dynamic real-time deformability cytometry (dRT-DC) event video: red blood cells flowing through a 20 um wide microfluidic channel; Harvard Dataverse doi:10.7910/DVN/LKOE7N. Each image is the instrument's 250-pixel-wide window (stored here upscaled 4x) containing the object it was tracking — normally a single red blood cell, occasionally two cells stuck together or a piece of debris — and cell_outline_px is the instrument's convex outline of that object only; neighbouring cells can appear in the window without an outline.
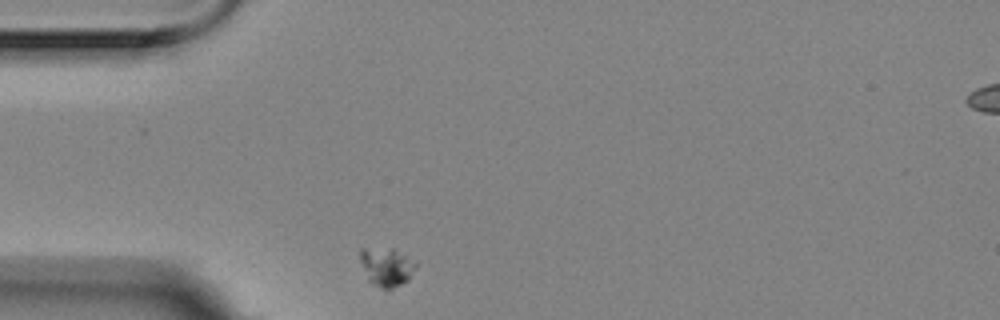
{"species": "Egyptian fruit bat (a non-hibernating species)", "species_latin": "Rousettus aegyptiacus", "temperature_condition": "room temperature", "stored_images_in_passage": 6, "camera_frame_rate_fps": 3000, "um_per_image_px": 0.085, "animal": {"sex": "female"}, "frame": {"image": 1, "passage_image": 1, "time_ms": 0.0, "image_size_px": [1000, 320], "cell_outline_px": [[416, 268], [408, 280], [392, 288], [380, 288], [372, 284], [368, 280], [360, 260], [360, 248], [392, 248], [416, 260]], "centroid_in_image_um": [32.86, 22.66], "position_along_channel_um": 52.1, "area_um2": 12.54}}
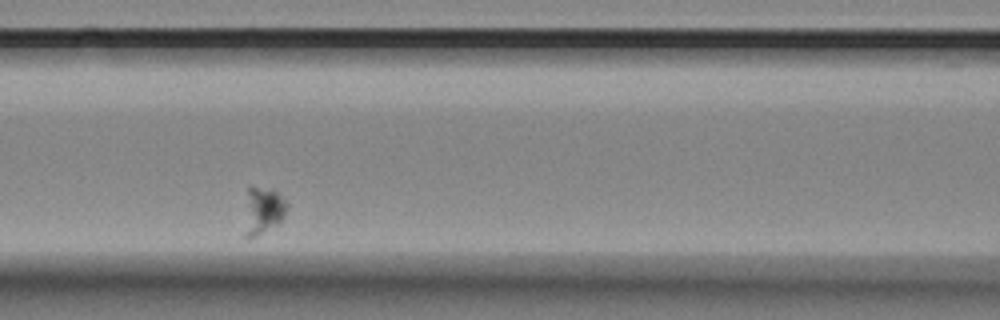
{"frame": {"image": 2, "passage_image": 4, "time_ms": 1.0, "image_size_px": [1000, 320], "cell_outline_px": [[288, 208], [280, 224], [256, 236], [244, 236], [244, 232], [248, 184], [252, 184], [272, 188], [288, 204]], "centroid_in_image_um": [22.36, 17.85], "position_along_channel_um": 144.2, "area_um2": 11.96}}
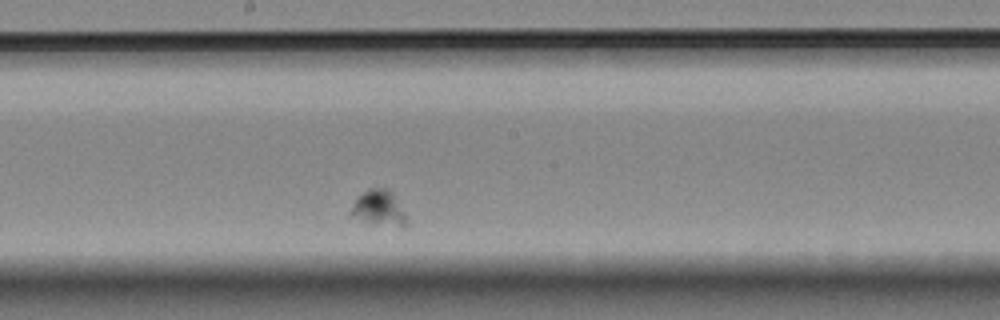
{"frame": {"image": 3, "passage_image": 6, "time_ms": 1.667, "image_size_px": [1000, 320], "cell_outline_px": [[408, 224], [372, 224], [348, 216], [348, 212], [356, 196], [368, 188], [388, 188], [392, 192], [408, 220]], "centroid_in_image_um": [32.1, 17.65], "position_along_channel_um": 216.1, "area_um2": 11.5}}